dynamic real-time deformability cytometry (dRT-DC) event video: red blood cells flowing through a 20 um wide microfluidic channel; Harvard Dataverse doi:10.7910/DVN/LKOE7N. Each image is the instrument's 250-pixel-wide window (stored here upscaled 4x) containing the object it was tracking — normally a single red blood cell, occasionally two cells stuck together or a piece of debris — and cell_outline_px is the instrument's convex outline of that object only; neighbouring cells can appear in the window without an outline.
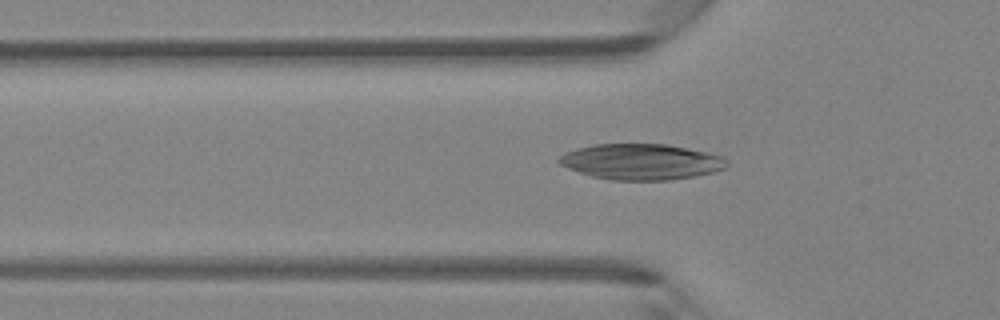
{"species": "Egyptian fruit bat (a non-hibernating species)", "species_latin": "Rousettus aegyptiacus", "temperature_condition": "room temperature", "stored_images_in_passage": 46, "camera_frame_rate_fps": 3000, "um_per_image_px": 0.085, "animal": {"sex": "female"}, "frame": {"image": 1, "passage_image": 15, "time_ms": 4.667, "image_size_px": [1000, 320], "cell_outline_px": [[728, 164], [724, 168], [712, 172], [696, 176], [672, 180], [612, 180], [592, 176], [568, 168], [560, 164], [556, 160], [564, 152], [576, 148], [592, 144], [668, 144], [724, 156], [728, 160]], "centroid_in_image_um": [54.5, 13.74], "position_along_channel_um": 71.3, "area_um2": 35.14}}
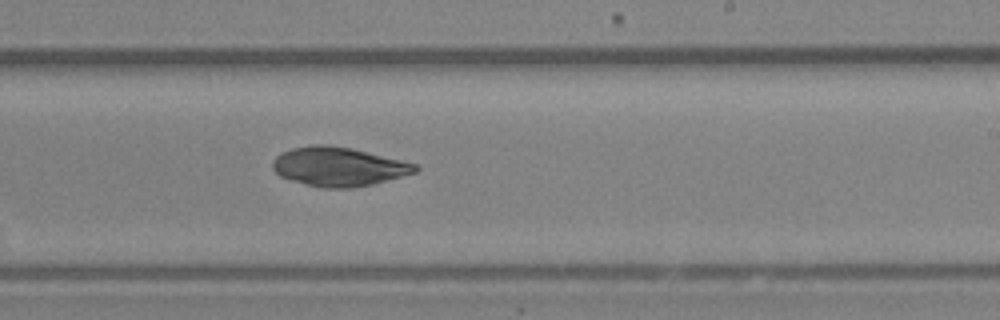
{"frame": {"image": 2, "passage_image": 28, "time_ms": 9.0, "image_size_px": [1000, 320], "cell_outline_px": [[420, 168], [416, 172], [372, 184], [352, 188], [320, 188], [292, 180], [280, 176], [272, 168], [272, 160], [280, 152], [292, 148], [312, 144], [328, 144], [352, 148], [416, 164]], "centroid_in_image_um": [28.74, 14.15], "position_along_channel_um": 260.3, "area_um2": 32.43}}
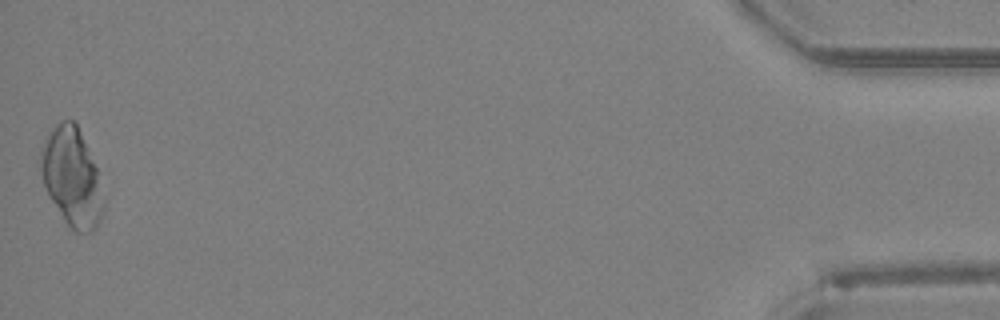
{"frame": {"image": 3, "passage_image": 46, "time_ms": 15.0, "image_size_px": [1000, 320], "cell_outline_px": [[108, 196], [100, 220], [96, 228], [92, 232], [76, 232], [64, 220], [52, 200], [44, 184], [40, 168], [40, 152], [48, 132], [60, 120], [76, 120]], "centroid_in_image_um": [6.16, 15.05], "position_along_channel_um": 429.0, "area_um2": 36.41}}